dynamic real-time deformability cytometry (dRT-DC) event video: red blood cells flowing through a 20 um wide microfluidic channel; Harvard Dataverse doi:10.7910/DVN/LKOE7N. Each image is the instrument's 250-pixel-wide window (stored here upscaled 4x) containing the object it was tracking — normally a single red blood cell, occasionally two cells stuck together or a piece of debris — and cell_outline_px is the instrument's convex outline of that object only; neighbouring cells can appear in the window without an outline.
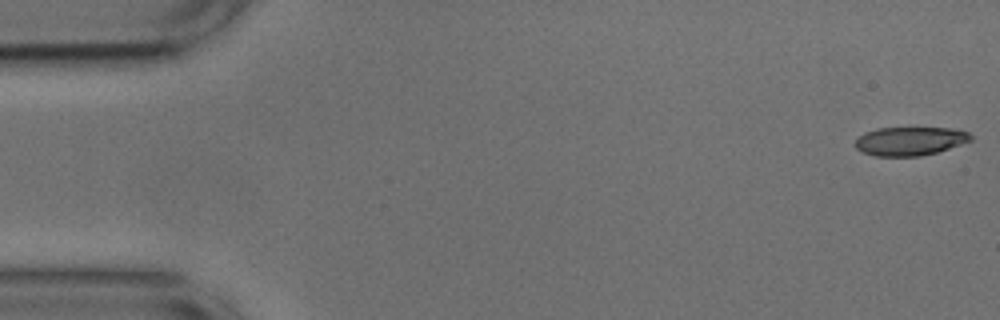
{"species": "common noctule bat (a hibernating species)", "species_latin": "Nyctalus noctula", "temperature_condition": "cold", "stored_images_in_passage": 8, "camera_frame_rate_fps": 3000, "um_per_image_px": 0.085, "animal": {"sex": "male", "body_mass_g": 17.9, "forearm_length_mm": 54.2}, "frame": {"image": 1, "passage_image": 1, "time_ms": 0.0, "image_size_px": [1000, 320], "cell_outline_px": [[972, 140], [936, 152], [920, 156], [876, 156], [860, 152], [856, 148], [856, 140], [864, 132], [876, 128], [948, 128], [968, 132], [972, 136]], "centroid_in_image_um": [77.31, 11.99], "position_along_channel_um": 7.7, "area_um2": 19.13}}